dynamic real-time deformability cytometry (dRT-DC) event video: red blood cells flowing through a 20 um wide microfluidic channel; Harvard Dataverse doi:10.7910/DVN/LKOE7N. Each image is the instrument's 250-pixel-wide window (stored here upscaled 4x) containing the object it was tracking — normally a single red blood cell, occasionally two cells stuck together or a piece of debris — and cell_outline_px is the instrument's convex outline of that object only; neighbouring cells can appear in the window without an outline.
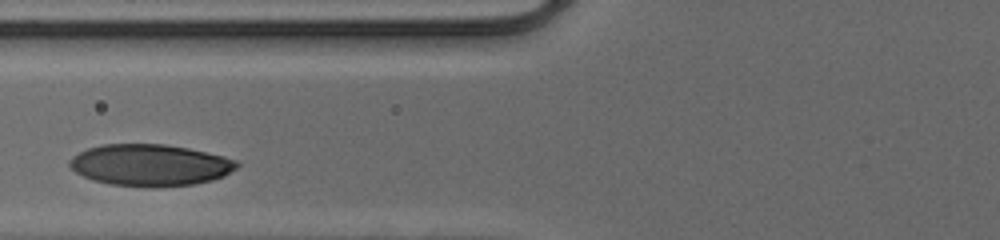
{"species": "human", "species_latin": "Homo sapiens", "temperature_condition": "cold", "stored_images_in_passage": 26, "camera_frame_rate_fps": 3000, "um_per_image_px": 0.085, "donor": {"sex": "male"}, "frame": {"image": 1, "passage_image": 6, "time_ms": 1.667, "image_size_px": [1000, 240], "cell_outline_px": [[240, 164], [236, 168], [224, 176], [212, 180], [192, 184], [160, 188], [144, 188], [108, 184], [92, 180], [76, 172], [68, 164], [68, 160], [72, 156], [88, 148], [104, 144], [164, 144], [188, 148], [224, 156], [240, 160]], "centroid_in_image_um": [12.77, 14.05], "position_along_channel_um": 113.0, "area_um2": 41.1}}
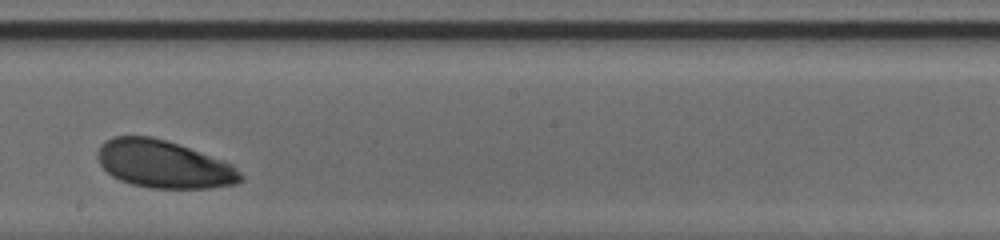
{"frame": {"image": 2, "passage_image": 15, "time_ms": 4.667, "image_size_px": [1000, 240], "cell_outline_px": [[244, 180], [236, 184], [208, 188], [152, 188], [132, 184], [120, 180], [112, 176], [100, 164], [96, 156], [100, 148], [112, 136], [152, 136], [188, 148], [232, 164], [244, 176]], "centroid_in_image_um": [13.93, 13.97], "position_along_channel_um": 234.3, "area_um2": 39.25}}
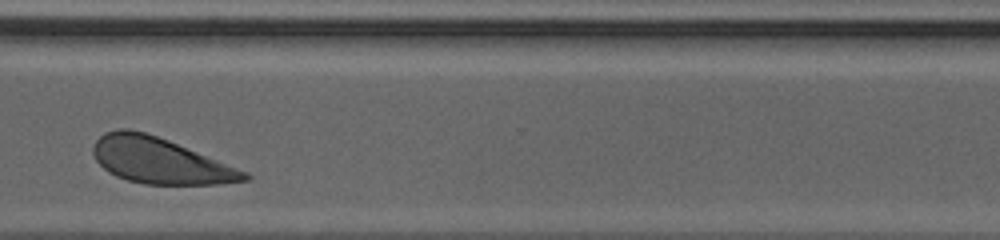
{"frame": {"image": 3, "passage_image": 24, "time_ms": 7.667, "image_size_px": [1000, 240], "cell_outline_px": [[252, 176], [248, 180], [220, 184], [144, 184], [128, 180], [116, 176], [108, 172], [96, 160], [92, 152], [92, 148], [96, 140], [104, 132], [120, 128], [128, 128], [144, 132], [168, 140], [248, 172]], "centroid_in_image_um": [13.57, 13.65], "position_along_channel_um": 357.0, "area_um2": 40.17}, "authors_computed_cell_mechanics": {"area_um2": 40.46, "velocity_mm_per_s": 4.0625, "shape_relaxation_time_tau1_ms": 1.507, "shape_relaxation_time_tau2_ms": null, "deformation_change_tau1": 0.112, "deformation_change_tau2": null}}